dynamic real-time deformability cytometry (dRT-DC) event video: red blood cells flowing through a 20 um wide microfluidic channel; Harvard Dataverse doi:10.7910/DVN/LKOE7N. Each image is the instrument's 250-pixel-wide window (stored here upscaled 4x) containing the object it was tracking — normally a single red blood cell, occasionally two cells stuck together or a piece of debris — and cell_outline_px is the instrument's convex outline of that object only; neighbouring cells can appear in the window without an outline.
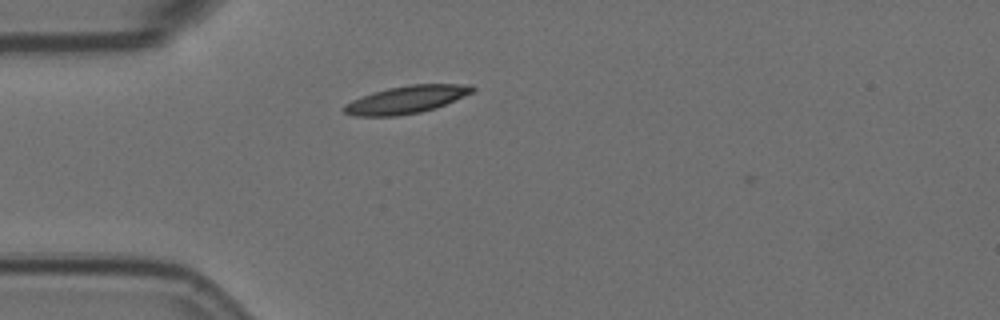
{"species": "Egyptian fruit bat (a non-hibernating species)", "species_latin": "Rousettus aegyptiacus", "temperature_condition": "room temperature", "stored_images_in_passage": 3, "camera_frame_rate_fps": 3000, "um_per_image_px": 0.085, "animal": {"sex": "female"}, "frame": {"image": 1, "passage_image": 2, "time_ms": 0.333, "image_size_px": [1000, 320], "cell_outline_px": [[476, 88], [472, 92], [436, 108], [420, 112], [396, 116], [352, 116], [344, 112], [340, 108], [344, 104], [352, 100], [372, 92], [388, 88], [412, 84], [472, 84]], "centroid_in_image_um": [34.5, 8.47], "position_along_channel_um": 50.5, "area_um2": 20.69}}